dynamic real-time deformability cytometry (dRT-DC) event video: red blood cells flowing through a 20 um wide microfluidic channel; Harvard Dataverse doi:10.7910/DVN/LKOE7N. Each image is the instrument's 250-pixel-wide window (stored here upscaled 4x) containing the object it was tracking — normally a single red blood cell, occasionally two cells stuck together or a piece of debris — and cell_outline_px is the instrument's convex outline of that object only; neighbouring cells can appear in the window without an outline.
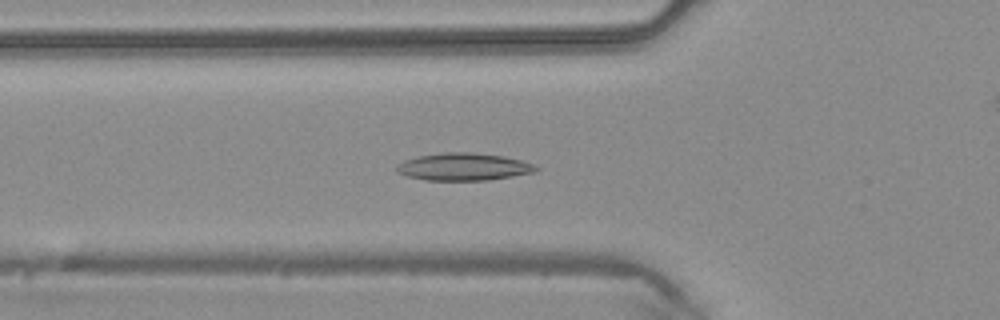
{"species": "common noctule bat (a hibernating species)", "species_latin": "Nyctalus noctula", "temperature_condition": "warm", "stored_images_in_passage": 44, "camera_frame_rate_fps": 3000, "um_per_image_px": 0.085, "animal": {"sex": "male", "body_mass_g": 20.4}, "frame": {"image": 1, "passage_image": 15, "time_ms": 4.667, "image_size_px": [1000, 320], "cell_outline_px": [[540, 168], [536, 172], [488, 180], [424, 180], [408, 176], [396, 172], [396, 164], [404, 160], [416, 156], [444, 152], [472, 152], [504, 156], [536, 164]], "centroid_in_image_um": [39.41, 14.17], "position_along_channel_um": 86.4, "area_um2": 22.48}}
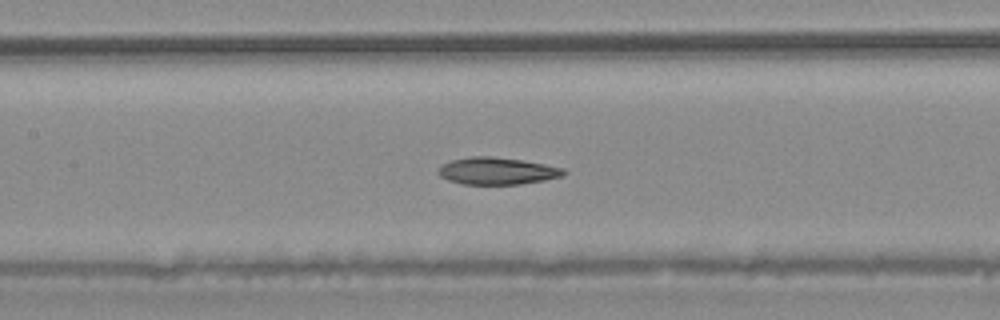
{"frame": {"image": 2, "passage_image": 20, "time_ms": 6.333, "image_size_px": [1000, 320], "cell_outline_px": [[568, 172], [560, 176], [544, 180], [520, 184], [464, 184], [448, 180], [440, 176], [436, 172], [444, 164], [452, 160], [472, 156], [492, 156], [524, 160], [564, 168]], "centroid_in_image_um": [42.26, 14.53], "position_along_channel_um": 165.1, "area_um2": 19.71}}
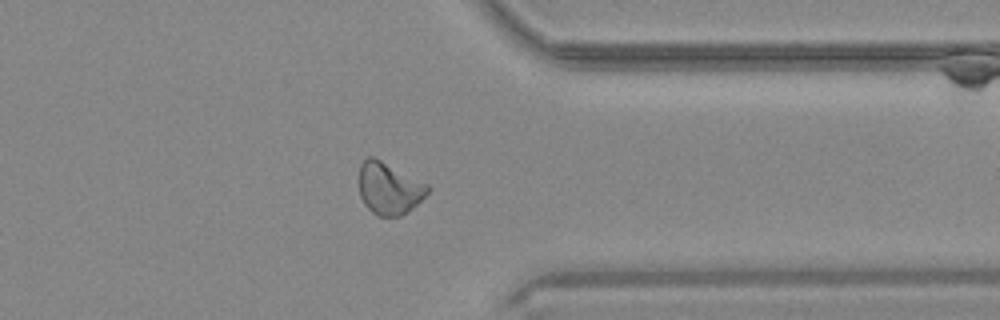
{"frame": {"image": 3, "passage_image": 34, "time_ms": 11.0, "image_size_px": [1000, 320], "cell_outline_px": [[432, 188], [412, 208], [400, 216], [376, 216], [364, 204], [360, 196], [360, 164], [368, 156], [376, 156], [428, 184]], "centroid_in_image_um": [33.07, 15.98], "position_along_channel_um": 378.3, "area_um2": 20.92}}